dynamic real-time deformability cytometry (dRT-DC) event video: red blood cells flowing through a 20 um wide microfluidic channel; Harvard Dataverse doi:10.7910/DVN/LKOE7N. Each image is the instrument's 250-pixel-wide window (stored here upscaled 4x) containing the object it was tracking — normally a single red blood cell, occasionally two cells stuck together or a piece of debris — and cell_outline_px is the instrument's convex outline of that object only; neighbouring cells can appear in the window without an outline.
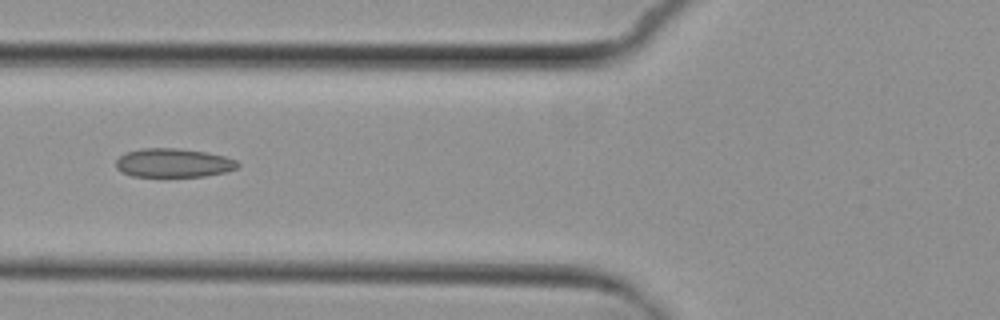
{"species": "common noctule bat (a hibernating species)", "species_latin": "Nyctalus noctula", "temperature_condition": "cold", "stored_images_in_passage": 7, "camera_frame_rate_fps": 3000, "um_per_image_px": 0.085, "animal": {"sex": "female", "body_mass_g": 29.2, "forearm_length_mm": 56.3}, "frame": {"image": 1, "passage_image": 7, "time_ms": 7.0, "image_size_px": [1000, 320], "cell_outline_px": [[240, 164], [236, 168], [224, 172], [204, 176], [132, 176], [120, 172], [116, 168], [116, 160], [124, 152], [144, 148], [176, 148], [208, 152], [224, 156], [236, 160]], "centroid_in_image_um": [14.71, 13.84], "position_along_channel_um": 111.1, "area_um2": 20.46}}